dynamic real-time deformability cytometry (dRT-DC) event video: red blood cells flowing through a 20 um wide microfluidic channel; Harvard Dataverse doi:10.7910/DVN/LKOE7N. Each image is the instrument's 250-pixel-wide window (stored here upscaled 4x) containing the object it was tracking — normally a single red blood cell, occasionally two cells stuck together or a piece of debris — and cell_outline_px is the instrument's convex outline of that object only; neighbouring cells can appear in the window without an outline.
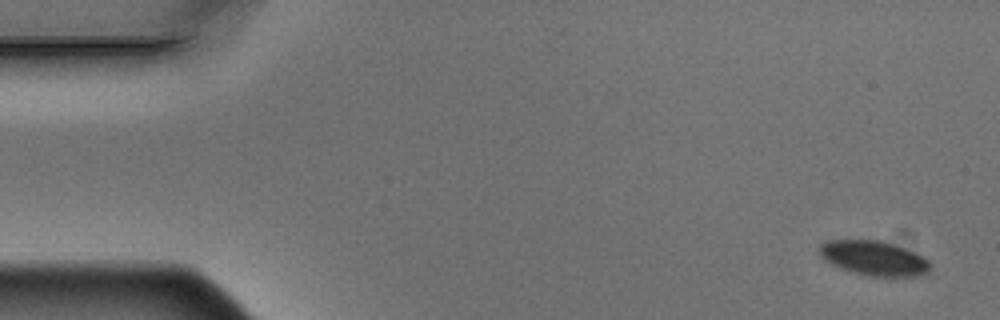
{"species": "Egyptian fruit bat (a non-hibernating species)", "species_latin": "Rousettus aegyptiacus", "temperature_condition": "warm", "stored_images_in_passage": 5, "camera_frame_rate_fps": 3000, "um_per_image_px": 0.085, "animal": {"sex": "male"}, "frame": {"image": 1, "passage_image": 1, "time_ms": 0.0, "image_size_px": [1000, 320], "cell_outline_px": [[928, 272], [924, 276], [864, 276], [840, 268], [824, 260], [820, 256], [820, 244], [828, 240], [884, 240], [912, 252], [928, 260]], "centroid_in_image_um": [74.24, 21.95], "position_along_channel_um": 10.8, "area_um2": 22.25}}
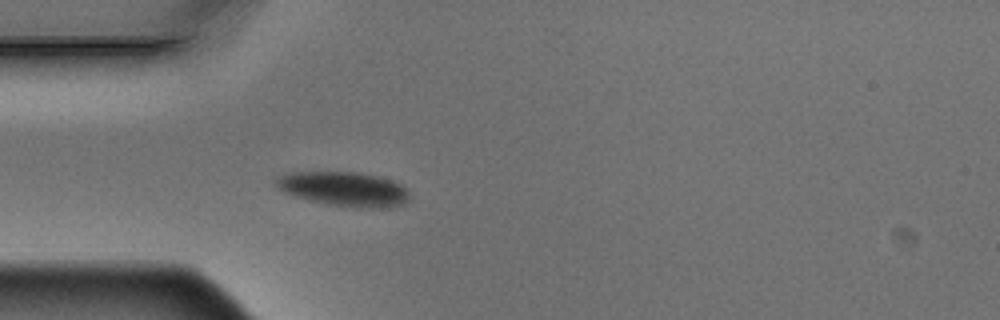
{"frame": {"image": 2, "passage_image": 5, "time_ms": 1.333, "image_size_px": [1000, 320], "cell_outline_px": [[408, 200], [404, 204], [388, 208], [356, 208], [328, 204], [308, 200], [284, 192], [276, 188], [276, 180], [280, 176], [288, 172], [356, 172], [376, 176], [400, 184], [408, 192]], "centroid_in_image_um": [29.22, 16.08], "position_along_channel_um": 55.8, "area_um2": 26.65}}